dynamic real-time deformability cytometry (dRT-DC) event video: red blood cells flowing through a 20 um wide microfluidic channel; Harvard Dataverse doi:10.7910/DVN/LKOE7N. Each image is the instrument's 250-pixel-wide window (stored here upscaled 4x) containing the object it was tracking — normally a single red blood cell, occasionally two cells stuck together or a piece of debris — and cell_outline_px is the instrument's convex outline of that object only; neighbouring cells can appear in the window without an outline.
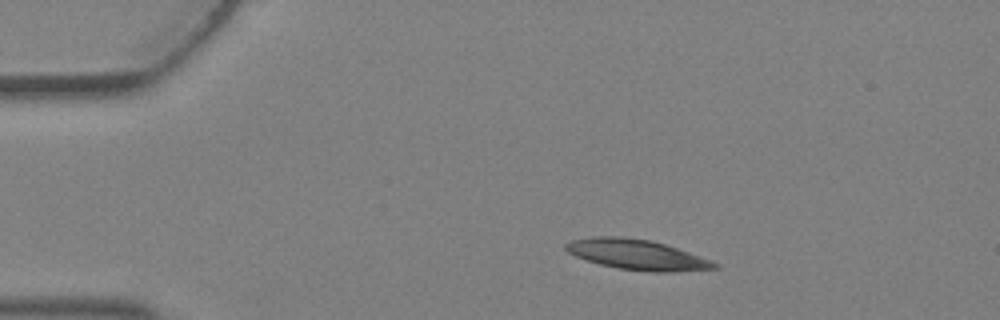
{"species": "Egyptian fruit bat (a non-hibernating species)", "species_latin": "Rousettus aegyptiacus", "temperature_condition": "warm", "stored_images_in_passage": 2, "camera_frame_rate_fps": 3000, "um_per_image_px": 0.085, "animal": {"sex": "female"}, "frame": {"image": 1, "passage_image": 1, "time_ms": 0.0, "image_size_px": [1000, 320], "cell_outline_px": [[720, 268], [676, 272], [652, 272], [616, 268], [600, 264], [576, 256], [568, 252], [564, 248], [564, 244], [572, 240], [596, 236], [616, 236], [648, 240], [664, 244], [712, 260], [720, 264]], "centroid_in_image_um": [54.17, 21.66], "position_along_channel_um": 30.8, "area_um2": 26.07}}